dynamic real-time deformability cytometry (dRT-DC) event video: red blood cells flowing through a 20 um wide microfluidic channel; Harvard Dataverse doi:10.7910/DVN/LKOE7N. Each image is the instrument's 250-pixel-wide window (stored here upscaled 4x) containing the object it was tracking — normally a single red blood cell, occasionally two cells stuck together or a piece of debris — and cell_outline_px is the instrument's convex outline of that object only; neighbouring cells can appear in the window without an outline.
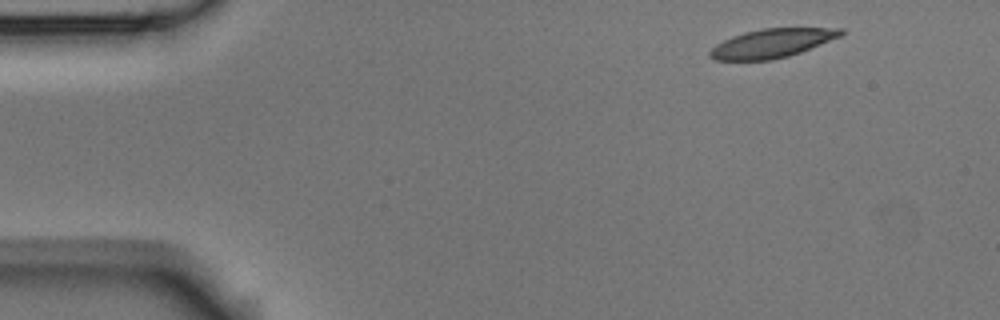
{"species": "Egyptian fruit bat (a non-hibernating species)", "species_latin": "Rousettus aegyptiacus", "temperature_condition": "room temperature", "stored_images_in_passage": 5, "camera_frame_rate_fps": 3000, "um_per_image_px": 0.085, "animal": {"sex": "male"}, "frame": {"image": 1, "passage_image": 1, "time_ms": 0.0, "image_size_px": [1000, 320], "cell_outline_px": [[844, 32], [840, 36], [800, 52], [788, 56], [772, 60], [716, 60], [708, 56], [708, 52], [716, 44], [732, 36], [744, 32], [760, 28], [844, 28]], "centroid_in_image_um": [65.58, 3.67], "position_along_channel_um": 19.4, "area_um2": 21.91}}